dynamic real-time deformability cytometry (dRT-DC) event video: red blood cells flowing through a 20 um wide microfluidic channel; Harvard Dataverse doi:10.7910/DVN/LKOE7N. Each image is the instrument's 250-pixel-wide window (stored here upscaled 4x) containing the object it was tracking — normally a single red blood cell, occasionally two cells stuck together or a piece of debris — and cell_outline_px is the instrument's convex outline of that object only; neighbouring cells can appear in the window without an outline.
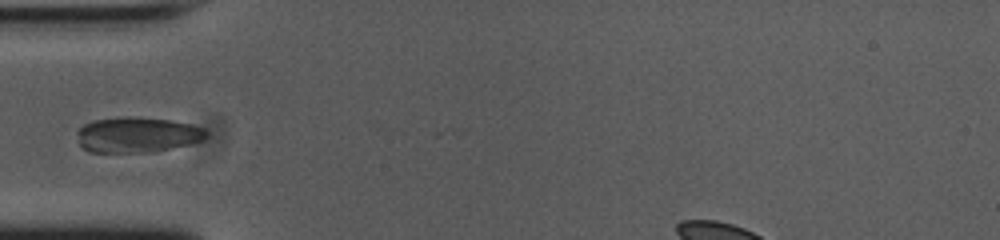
{"species": "common noctule bat (a hibernating species)", "species_latin": "Nyctalus noctula", "temperature_condition": "cold", "stored_images_in_passage": 9, "camera_frame_rate_fps": 3000, "um_per_image_px": 0.085, "animal": {"sex": "female", "body_mass_g": 23.0, "forearm_length_mm": 53.4}, "frame": {"image": 1, "passage_image": 1, "time_ms": 0.0, "image_size_px": [1000, 240], "cell_outline_px": [[208, 132], [200, 140], [188, 144], [152, 152], [88, 152], [80, 144], [76, 132], [84, 124], [92, 120], [120, 116], [132, 116], [172, 120], [204, 128]], "centroid_in_image_um": [11.6, 11.44], "position_along_channel_um": 73.4, "area_um2": 26.59}}
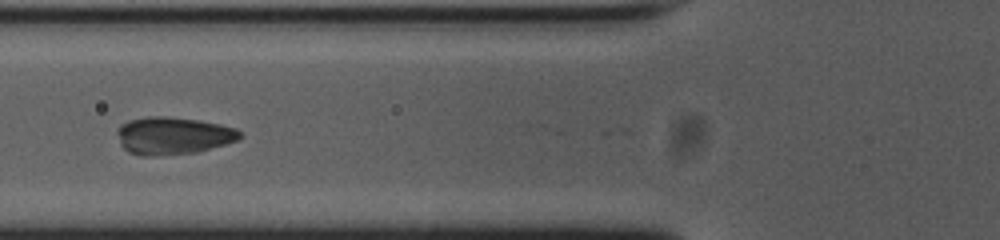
{"frame": {"image": 2, "passage_image": 4, "time_ms": 1.0, "image_size_px": [1000, 240], "cell_outline_px": [[244, 136], [236, 140], [224, 144], [196, 152], [156, 156], [140, 156], [128, 152], [120, 144], [116, 132], [120, 124], [128, 120], [148, 116], [168, 116], [200, 120], [220, 124], [236, 128], [244, 132]], "centroid_in_image_um": [14.7, 11.52], "position_along_channel_um": 111.1, "area_um2": 27.11}}
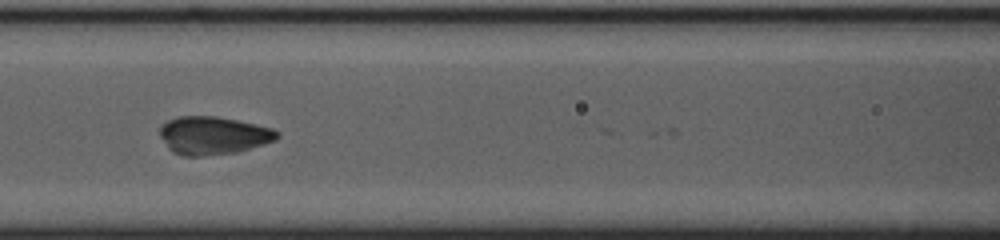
{"frame": {"image": 3, "passage_image": 7, "time_ms": 2.0, "image_size_px": [1000, 240], "cell_outline_px": [[280, 136], [276, 140], [264, 144], [236, 152], [200, 156], [184, 156], [172, 152], [168, 148], [160, 136], [160, 124], [168, 120], [180, 116], [216, 116], [256, 124], [272, 128], [280, 132]], "centroid_in_image_um": [18.12, 11.51], "position_along_channel_um": 148.5, "area_um2": 26.01}}